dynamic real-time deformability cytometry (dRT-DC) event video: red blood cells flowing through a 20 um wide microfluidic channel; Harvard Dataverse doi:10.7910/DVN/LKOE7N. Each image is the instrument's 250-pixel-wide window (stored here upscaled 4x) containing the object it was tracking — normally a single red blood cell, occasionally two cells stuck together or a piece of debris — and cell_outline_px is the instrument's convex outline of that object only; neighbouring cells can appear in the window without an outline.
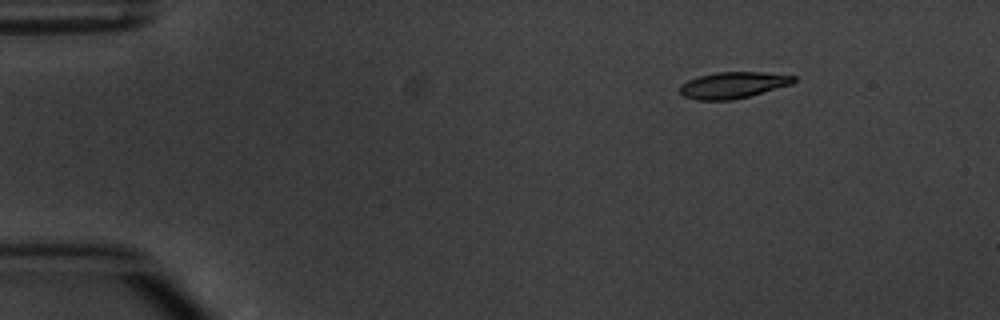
{"species": "common noctule bat (a hibernating species)", "species_latin": "Nyctalus noctula", "temperature_condition": "warm", "stored_images_in_passage": 3, "camera_frame_rate_fps": 3000, "um_per_image_px": 0.085, "animal": {"sex": "male", "body_mass_g": 20.1, "forearm_length_mm": 53.5}, "frame": {"image": 1, "passage_image": 1, "time_ms": 0.0, "image_size_px": [1000, 320], "cell_outline_px": [[796, 80], [792, 84], [748, 96], [732, 100], [696, 100], [684, 96], [680, 92], [680, 84], [688, 80], [700, 76], [716, 72], [760, 72], [796, 76]], "centroid_in_image_um": [62.29, 7.23], "position_along_channel_um": 22.7, "area_um2": 17.34}}